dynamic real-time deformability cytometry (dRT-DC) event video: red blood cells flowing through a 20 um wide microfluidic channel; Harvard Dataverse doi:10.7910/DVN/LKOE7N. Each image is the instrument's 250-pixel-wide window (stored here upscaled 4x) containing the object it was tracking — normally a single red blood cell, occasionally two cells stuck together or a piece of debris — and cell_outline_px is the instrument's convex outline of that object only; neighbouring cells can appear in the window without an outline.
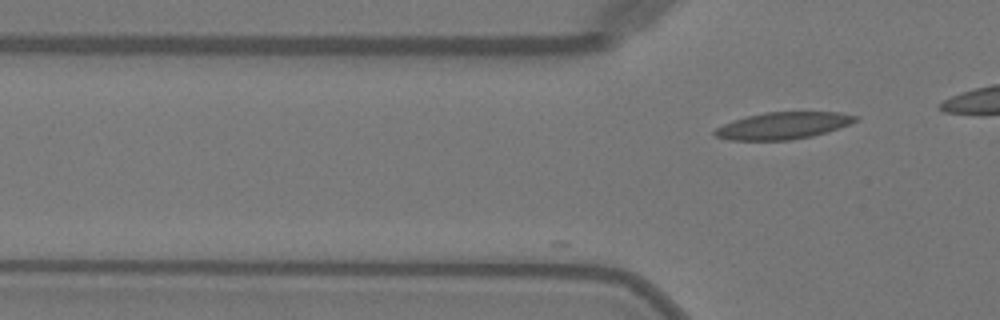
{"species": "Egyptian fruit bat (a non-hibernating species)", "species_latin": "Rousettus aegyptiacus", "temperature_condition": "warm", "stored_images_in_passage": 11, "camera_frame_rate_fps": 3000, "um_per_image_px": 0.085, "animal": {"sex": "female"}, "frame": {"image": 1, "passage_image": 11, "time_ms": 3.333, "image_size_px": [1000, 320], "cell_outline_px": [[860, 116], [856, 120], [848, 124], [812, 136], [788, 140], [728, 140], [716, 136], [712, 132], [716, 128], [732, 120], [764, 112], [840, 112]], "centroid_in_image_um": [66.52, 10.67], "position_along_channel_um": 59.3, "area_um2": 21.85}}